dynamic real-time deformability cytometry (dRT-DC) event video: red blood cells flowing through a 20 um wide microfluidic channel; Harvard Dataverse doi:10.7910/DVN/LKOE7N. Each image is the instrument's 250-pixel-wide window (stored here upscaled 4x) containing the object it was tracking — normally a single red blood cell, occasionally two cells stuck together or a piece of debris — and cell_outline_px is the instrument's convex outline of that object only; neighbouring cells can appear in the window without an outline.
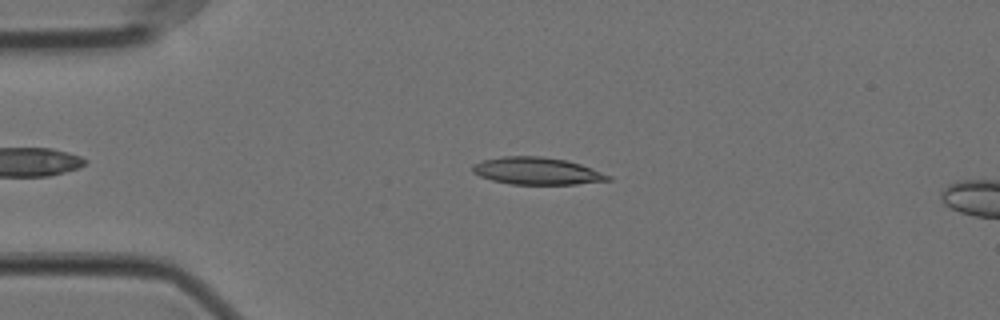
{"species": "Egyptian fruit bat (a non-hibernating species)", "species_latin": "Rousettus aegyptiacus", "temperature_condition": "cold", "stored_images_in_passage": 22, "camera_frame_rate_fps": 3000, "um_per_image_px": 0.085, "animal": {"sex": "female"}, "frame": {"image": 1, "passage_image": 8, "time_ms": 2.333, "image_size_px": [1000, 320], "cell_outline_px": [[612, 180], [576, 184], [512, 184], [492, 180], [480, 176], [472, 172], [472, 164], [480, 160], [500, 156], [540, 156], [568, 160], [592, 168], [612, 176]], "centroid_in_image_um": [45.62, 14.52], "position_along_channel_um": 39.4, "area_um2": 21.68}}
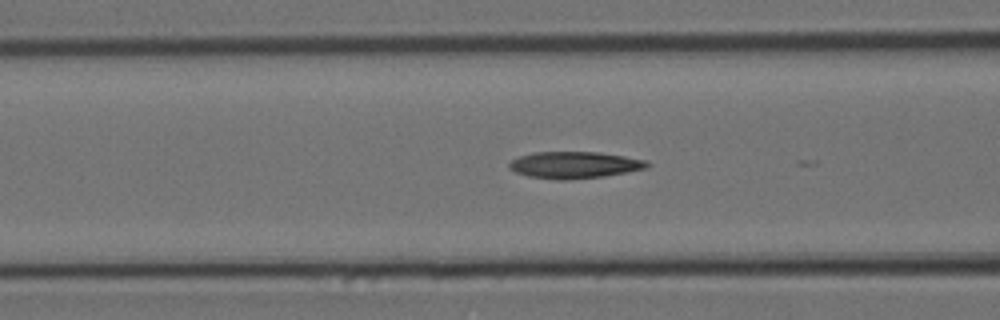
{"frame": {"image": 2, "passage_image": 17, "time_ms": 5.333, "image_size_px": [1000, 320], "cell_outline_px": [[652, 164], [648, 168], [604, 176], [564, 180], [560, 180], [528, 176], [516, 172], [508, 168], [508, 164], [512, 160], [520, 156], [536, 152], [600, 152], [648, 160]], "centroid_in_image_um": [48.87, 14.02], "position_along_channel_um": 117.7, "area_um2": 21.5}}
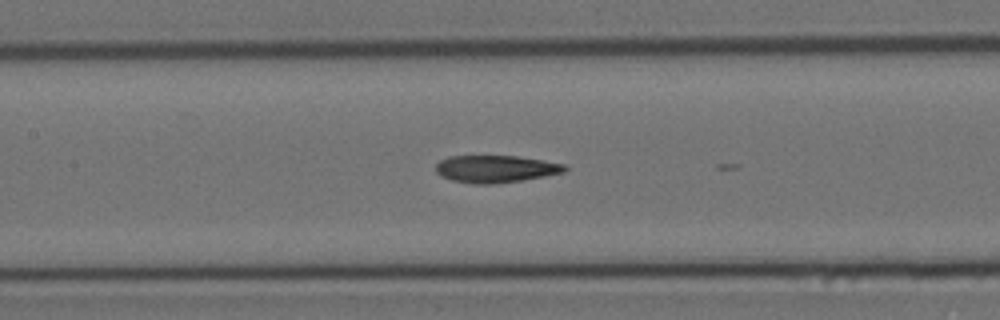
{"frame": {"image": 3, "passage_image": 21, "time_ms": 6.667, "image_size_px": [1000, 320], "cell_outline_px": [[568, 168], [564, 172], [524, 180], [492, 184], [476, 184], [452, 180], [440, 176], [436, 172], [436, 164], [440, 160], [448, 156], [516, 156], [564, 164]], "centroid_in_image_um": [42.1, 14.36], "position_along_channel_um": 165.3, "area_um2": 20.4}}